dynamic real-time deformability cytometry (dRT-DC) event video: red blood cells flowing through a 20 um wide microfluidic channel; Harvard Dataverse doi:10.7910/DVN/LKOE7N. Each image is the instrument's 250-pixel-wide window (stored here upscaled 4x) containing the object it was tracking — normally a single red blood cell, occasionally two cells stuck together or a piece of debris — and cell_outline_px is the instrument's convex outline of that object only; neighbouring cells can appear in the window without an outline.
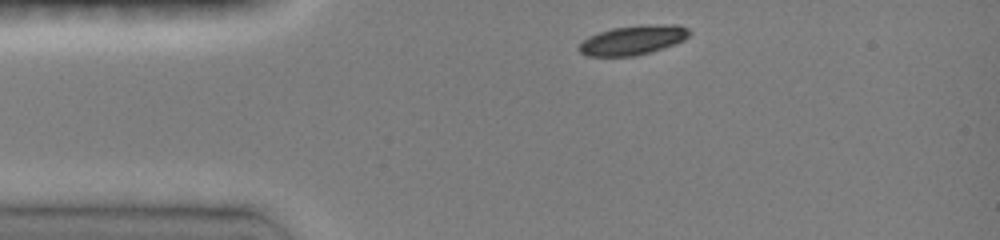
{"species": "common noctule bat (a hibernating species)", "species_latin": "Nyctalus noctula", "temperature_condition": "room temperature", "stored_images_in_passage": 41, "camera_frame_rate_fps": 3000, "um_per_image_px": 0.085, "animal": {"sex": "female", "body_mass_g": 19.0, "forearm_length_mm": 51.5}, "frame": {"image": 1, "passage_image": 1, "time_ms": 0.0, "image_size_px": [1000, 240], "cell_outline_px": [[692, 32], [684, 40], [636, 56], [588, 56], [580, 52], [576, 48], [588, 36], [612, 28], [644, 24], [676, 24], [688, 28]], "centroid_in_image_um": [53.79, 3.39], "position_along_channel_um": 31.2, "area_um2": 18.84}}
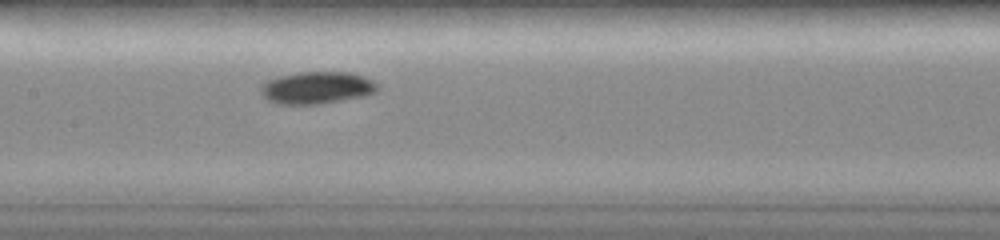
{"frame": {"image": 2, "passage_image": 15, "time_ms": 4.667, "image_size_px": [1000, 240], "cell_outline_px": [[380, 88], [376, 92], [368, 96], [320, 104], [280, 104], [268, 100], [260, 92], [260, 84], [276, 76], [300, 72], [352, 72], [364, 76], [380, 84]], "centroid_in_image_um": [26.98, 7.45], "position_along_channel_um": 180.4, "area_um2": 22.37}}
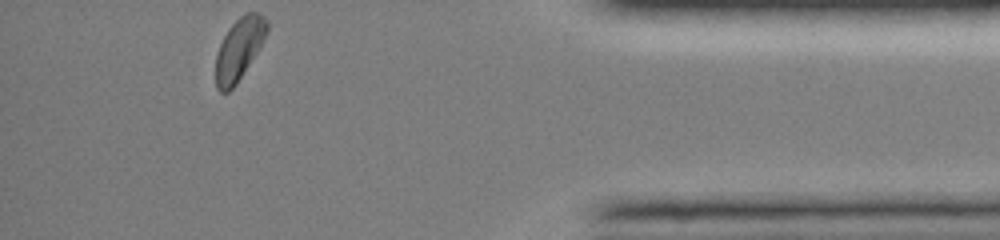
{"frame": {"image": 3, "passage_image": 41, "time_ms": 11.333, "image_size_px": [1000, 240], "cell_outline_px": [[268, 28], [256, 52], [236, 84], [228, 92], [220, 92], [216, 88], [216, 52], [228, 28], [244, 12], [260, 12], [268, 20]], "centroid_in_image_um": [20.3, 4.13], "position_along_channel_um": 414.9, "area_um2": 18.21}, "authors_computed_cell_mechanics": {"area_um2": 20.0566, "velocity_mm_per_s": 3.9831, "shape_relaxation_time_tau1_ms": 1.4859, "shape_relaxation_time_tau2_ms": null, "deformation_change_tau1": 0.08, "deformation_change_tau2": null}}